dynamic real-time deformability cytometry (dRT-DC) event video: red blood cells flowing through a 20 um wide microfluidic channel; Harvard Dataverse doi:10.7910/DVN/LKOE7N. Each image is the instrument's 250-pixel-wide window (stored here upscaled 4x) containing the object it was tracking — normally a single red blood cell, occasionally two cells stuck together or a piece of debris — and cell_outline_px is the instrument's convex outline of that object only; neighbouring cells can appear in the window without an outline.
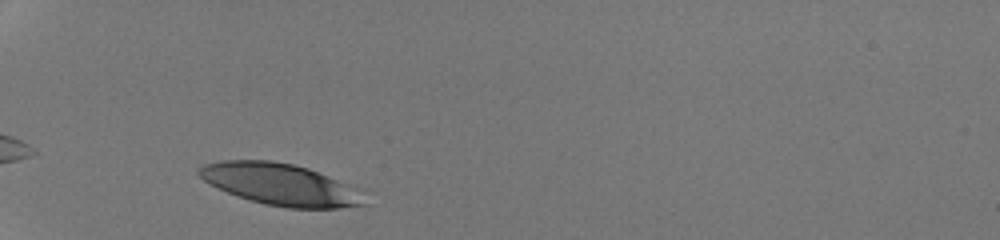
{"species": "human", "species_latin": "Homo sapiens", "temperature_condition": "room temperature", "stored_images_in_passage": 27, "camera_frame_rate_fps": 3000, "um_per_image_px": 0.085, "donor": {"sex": "male"}, "frame": {"image": 1, "passage_image": 2, "time_ms": 0.333, "image_size_px": [1000, 240], "cell_outline_px": [[368, 204], [340, 208], [288, 208], [248, 200], [228, 192], [204, 180], [196, 172], [204, 164], [220, 160], [272, 160], [292, 164], [308, 168], [336, 180], [344, 184], [368, 200]], "centroid_in_image_um": [23.78, 15.67], "position_along_channel_um": 61.2, "area_um2": 39.36}}
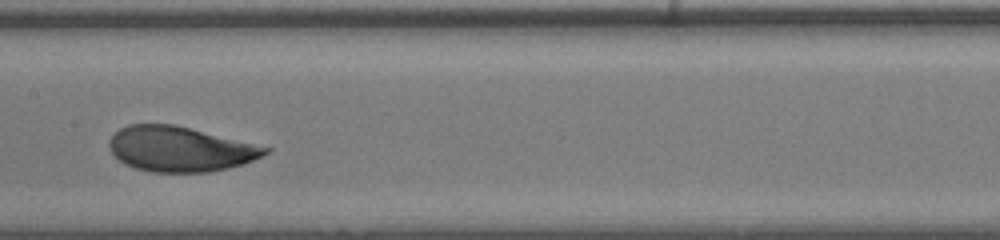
{"frame": {"image": 2, "passage_image": 13, "time_ms": 4.0, "image_size_px": [1000, 240], "cell_outline_px": [[272, 148], [268, 152], [244, 164], [228, 168], [208, 172], [152, 172], [136, 168], [124, 164], [108, 148], [108, 140], [120, 128], [128, 124], [176, 124]], "centroid_in_image_um": [15.29, 12.66], "position_along_channel_um": 192.1, "area_um2": 40.92}}
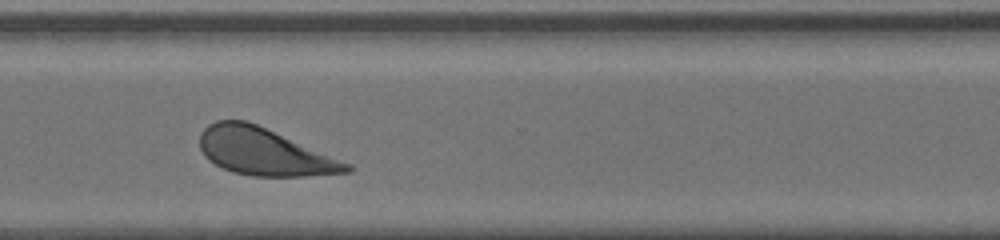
{"frame": {"image": 3, "passage_image": 24, "time_ms": 7.667, "image_size_px": [1000, 240], "cell_outline_px": [[352, 172], [304, 176], [252, 176], [232, 172], [208, 160], [204, 156], [200, 148], [200, 132], [208, 124], [216, 120], [244, 120], [256, 124], [352, 164]], "centroid_in_image_um": [22.43, 12.9], "position_along_channel_um": 348.2, "area_um2": 40.17}, "authors_computed_cell_mechanics": {"area_um2": 41.038, "velocity_mm_per_s": 4.249, "shape_relaxation_time_tau1_ms": 2.2713, "shape_relaxation_time_tau2_ms": null, "deformation_change_tau1": 0.1623, "deformation_change_tau2": null}}